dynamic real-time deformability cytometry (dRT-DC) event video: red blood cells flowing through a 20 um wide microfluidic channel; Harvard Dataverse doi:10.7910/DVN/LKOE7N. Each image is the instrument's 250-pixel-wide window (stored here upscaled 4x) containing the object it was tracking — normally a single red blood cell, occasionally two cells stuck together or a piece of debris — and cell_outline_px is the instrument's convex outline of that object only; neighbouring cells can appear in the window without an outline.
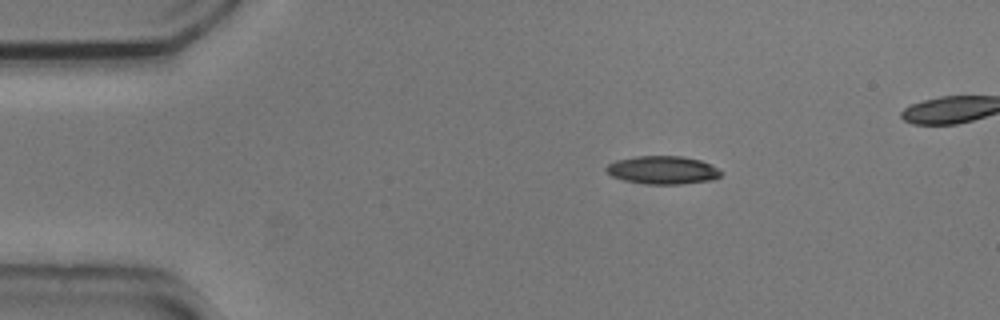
{"species": "common noctule bat (a hibernating species)", "species_latin": "Nyctalus noctula", "temperature_condition": "cold", "stored_images_in_passage": 6, "camera_frame_rate_fps": 3000, "um_per_image_px": 0.085, "animal": {"sex": "male", "body_mass_g": 20.5, "forearm_length_mm": 52.5}, "frame": {"image": 1, "passage_image": 1, "time_ms": 0.0, "image_size_px": [1000, 320], "cell_outline_px": [[724, 172], [720, 176], [712, 180], [680, 184], [648, 184], [624, 180], [612, 176], [604, 168], [608, 164], [616, 160], [636, 156], [684, 156], [700, 160], [720, 168]], "centroid_in_image_um": [56.37, 14.45], "position_along_channel_um": 28.6, "area_um2": 18.9}}
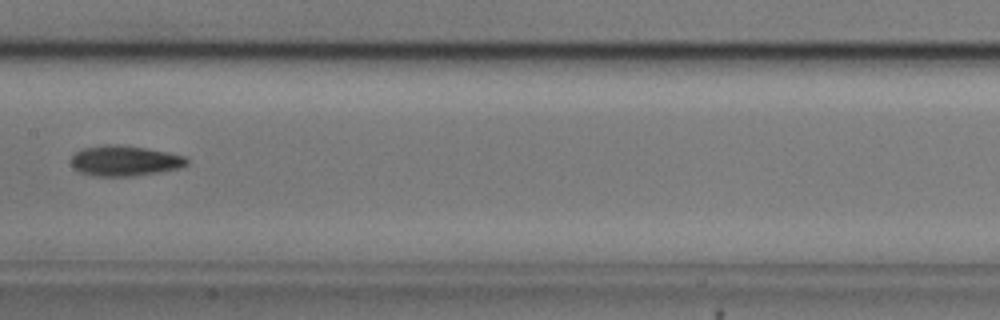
{"frame": {"image": 2, "passage_image": 6, "time_ms": 1.667, "image_size_px": [1000, 320], "cell_outline_px": [[188, 164], [180, 168], [160, 172], [132, 176], [96, 176], [80, 172], [72, 168], [72, 156], [80, 148], [104, 144], [120, 144], [148, 148], [168, 152], [184, 156], [188, 160]], "centroid_in_image_um": [10.59, 13.65], "position_along_channel_um": 196.8, "area_um2": 20.75}}